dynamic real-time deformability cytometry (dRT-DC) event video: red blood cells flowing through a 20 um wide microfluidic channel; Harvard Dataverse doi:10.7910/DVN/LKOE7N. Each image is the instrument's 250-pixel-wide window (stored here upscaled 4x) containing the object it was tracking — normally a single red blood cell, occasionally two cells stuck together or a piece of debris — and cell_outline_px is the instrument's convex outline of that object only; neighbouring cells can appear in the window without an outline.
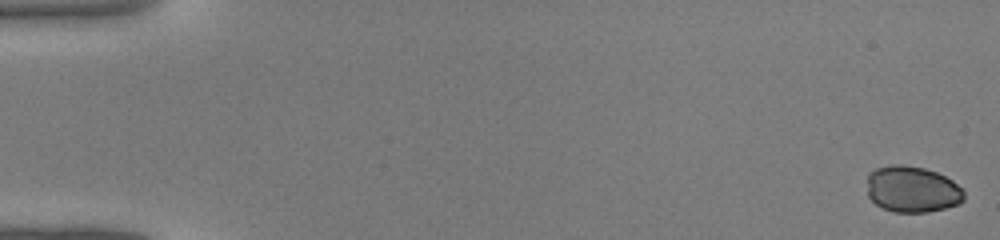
{"species": "common noctule bat (a hibernating species)", "species_latin": "Nyctalus noctula", "temperature_condition": "warm", "stored_images_in_passage": 44, "camera_frame_rate_fps": 3000, "um_per_image_px": 0.085, "animal": {"sex": "male", "body_mass_g": 19.0, "forearm_length_mm": 50.8}, "frame": {"image": 1, "passage_image": 1, "time_ms": 0.0, "image_size_px": [1000, 240], "cell_outline_px": [[964, 200], [960, 204], [928, 212], [892, 212], [880, 208], [868, 196], [868, 172], [876, 168], [892, 164], [904, 164], [924, 168], [936, 172], [952, 180], [964, 192]], "centroid_in_image_um": [77.52, 16.09], "position_along_channel_um": 7.5, "area_um2": 26.36}}
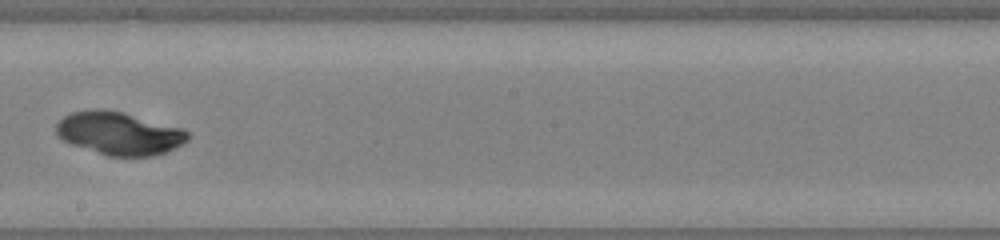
{"frame": {"image": 2, "passage_image": 26, "time_ms": 8.333, "image_size_px": [1000, 240], "cell_outline_px": [[188, 140], [164, 152], [152, 156], [108, 156], [72, 144], [56, 136], [56, 124], [64, 116], [72, 112], [96, 108], [100, 108], [120, 112], [184, 128], [188, 132]], "centroid_in_image_um": [10.1, 11.33], "position_along_channel_um": 238.1, "area_um2": 32.6}}
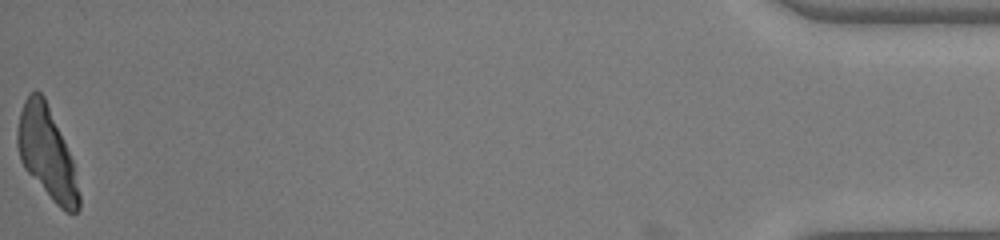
{"frame": {"image": 3, "passage_image": 44, "time_ms": 14.333, "image_size_px": [1000, 240], "cell_outline_px": [[80, 208], [76, 212], [64, 212], [52, 200], [24, 168], [20, 160], [16, 144], [16, 128], [20, 112], [24, 100], [28, 92], [36, 88], [44, 96], [72, 160], [80, 196]], "centroid_in_image_um": [3.94, 12.98], "position_along_channel_um": 431.3, "area_um2": 32.66}}